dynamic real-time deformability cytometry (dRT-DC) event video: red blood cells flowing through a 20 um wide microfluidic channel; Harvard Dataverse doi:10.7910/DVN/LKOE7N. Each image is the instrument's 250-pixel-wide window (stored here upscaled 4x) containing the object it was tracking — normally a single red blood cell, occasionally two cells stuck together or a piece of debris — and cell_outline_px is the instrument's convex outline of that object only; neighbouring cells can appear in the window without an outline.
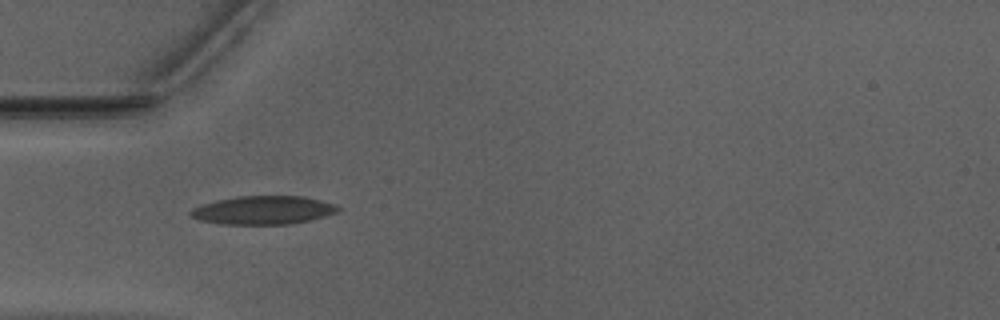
{"species": "Egyptian fruit bat (a non-hibernating species)", "species_latin": "Rousettus aegyptiacus", "temperature_condition": "warm", "stored_images_in_passage": 4, "camera_frame_rate_fps": 3000, "um_per_image_px": 0.085, "animal": {"sex": "male"}, "frame": {"image": 1, "passage_image": 1, "time_ms": 0.0, "image_size_px": [1000, 320], "cell_outline_px": [[340, 208], [336, 212], [312, 220], [288, 224], [224, 224], [200, 220], [192, 216], [188, 212], [192, 208], [216, 200], [236, 196], [304, 196], [336, 204]], "centroid_in_image_um": [22.39, 17.86], "position_along_channel_um": 62.6, "area_um2": 24.33}}
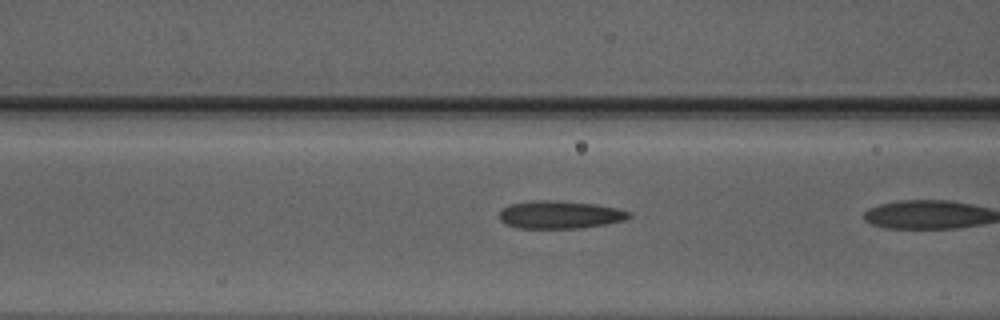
{"frame": {"image": 2, "passage_image": 3, "time_ms": 0.667, "image_size_px": [1000, 320], "cell_outline_px": [[632, 216], [624, 220], [604, 224], [580, 228], [520, 228], [508, 224], [500, 220], [500, 212], [508, 204], [536, 200], [548, 200], [596, 204], [620, 208], [632, 212]], "centroid_in_image_um": [47.64, 18.24], "position_along_channel_um": 119.0, "area_um2": 20.92}}